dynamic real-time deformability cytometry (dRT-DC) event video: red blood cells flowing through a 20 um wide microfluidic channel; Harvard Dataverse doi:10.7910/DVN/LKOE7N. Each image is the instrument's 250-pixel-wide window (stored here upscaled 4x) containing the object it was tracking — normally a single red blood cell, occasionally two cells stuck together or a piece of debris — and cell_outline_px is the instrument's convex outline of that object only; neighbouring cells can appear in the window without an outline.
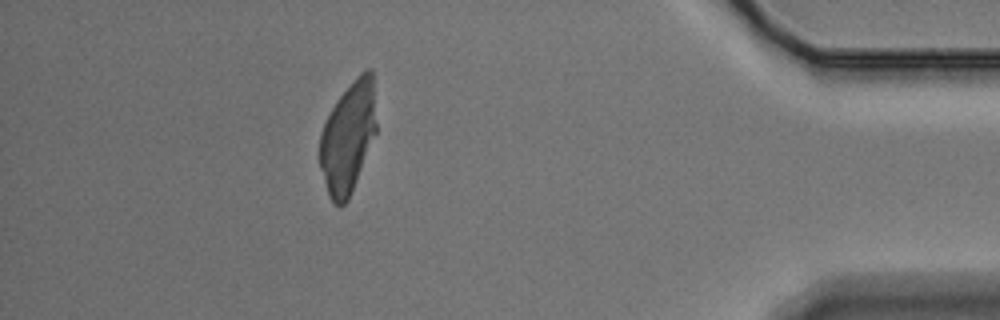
{"species": "Egyptian fruit bat (a non-hibernating species)", "species_latin": "Rousettus aegyptiacus", "temperature_condition": "warm", "stored_images_in_passage": 44, "camera_frame_rate_fps": 3000, "um_per_image_px": 0.085, "animal": {"sex": "male"}, "frame": {"image": 1, "passage_image": 38, "time_ms": 12.333, "image_size_px": [1000, 320], "cell_outline_px": [[376, 132], [348, 200], [340, 208], [332, 204], [328, 196], [320, 168], [320, 132], [336, 100], [356, 76], [364, 68], [372, 68], [376, 124]], "centroid_in_image_um": [29.57, 11.68], "position_along_channel_um": 405.6, "area_um2": 36.59}}